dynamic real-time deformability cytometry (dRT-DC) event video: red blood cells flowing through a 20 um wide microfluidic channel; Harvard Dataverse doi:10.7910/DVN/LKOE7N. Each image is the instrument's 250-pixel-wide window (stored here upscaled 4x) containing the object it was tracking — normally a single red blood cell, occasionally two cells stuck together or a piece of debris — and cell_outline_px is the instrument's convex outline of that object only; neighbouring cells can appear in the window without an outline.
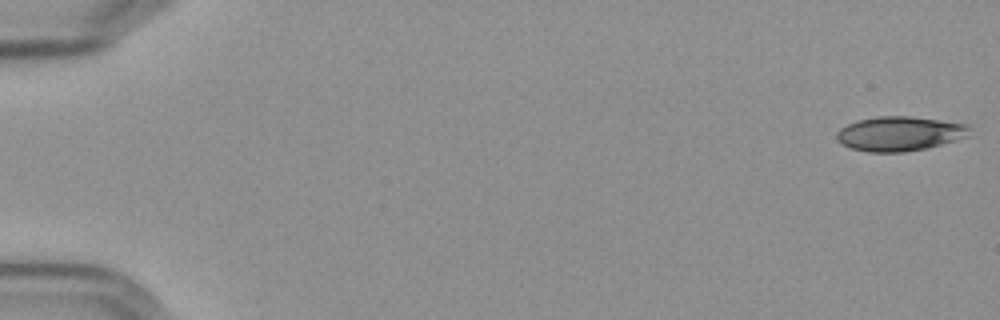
{"species": "Egyptian fruit bat (a non-hibernating species)", "species_latin": "Rousettus aegyptiacus", "temperature_condition": "cold", "stored_images_in_passage": 58, "segment_of_instrument_passage": [1, 2], "camera_frame_rate_fps": 3000, "um_per_image_px": 0.085, "frame": {"image": 1, "passage_image": 1, "time_ms": 0.0, "image_size_px": [1000, 320], "cell_outline_px": [[968, 136], [940, 144], [924, 148], [904, 152], [868, 152], [852, 148], [836, 140], [836, 132], [840, 128], [848, 124], [860, 120], [880, 116], [908, 116], [968, 124]], "centroid_in_image_um": [76.43, 11.36], "position_along_channel_um": 8.6, "area_um2": 26.24}}
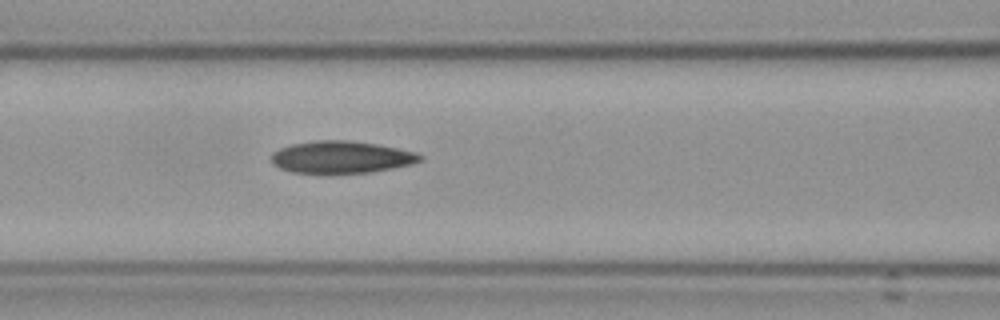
{"frame": {"image": 2, "passage_image": 25, "time_ms": 8.0, "image_size_px": [1000, 320], "cell_outline_px": [[424, 160], [412, 164], [372, 172], [328, 176], [292, 172], [280, 168], [272, 164], [272, 152], [280, 148], [292, 144], [316, 140], [348, 140], [376, 144], [416, 152], [424, 156]], "centroid_in_image_um": [29.0, 13.4], "position_along_channel_um": 137.6, "area_um2": 28.78}}
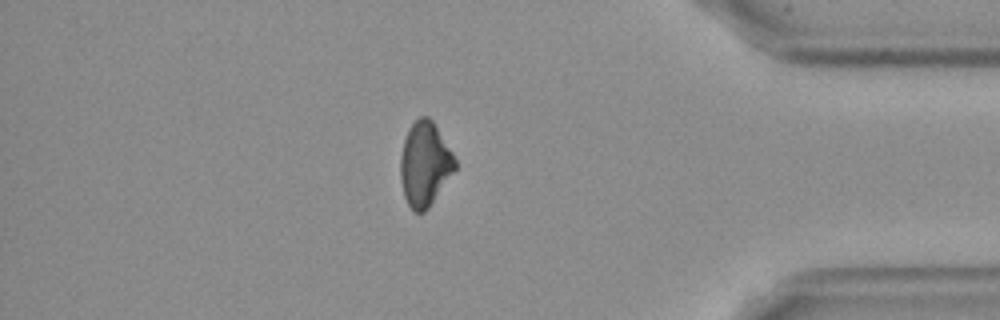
{"frame": {"image": 3, "passage_image": 49, "time_ms": 16.0, "image_size_px": [1000, 320], "cell_outline_px": [[456, 168], [428, 208], [424, 212], [416, 212], [408, 204], [404, 196], [400, 180], [400, 156], [404, 140], [408, 128], [420, 116], [428, 116], [432, 120], [452, 152], [456, 160]], "centroid_in_image_um": [36.09, 13.93], "position_along_channel_um": 399.1, "area_um2": 26.59}}